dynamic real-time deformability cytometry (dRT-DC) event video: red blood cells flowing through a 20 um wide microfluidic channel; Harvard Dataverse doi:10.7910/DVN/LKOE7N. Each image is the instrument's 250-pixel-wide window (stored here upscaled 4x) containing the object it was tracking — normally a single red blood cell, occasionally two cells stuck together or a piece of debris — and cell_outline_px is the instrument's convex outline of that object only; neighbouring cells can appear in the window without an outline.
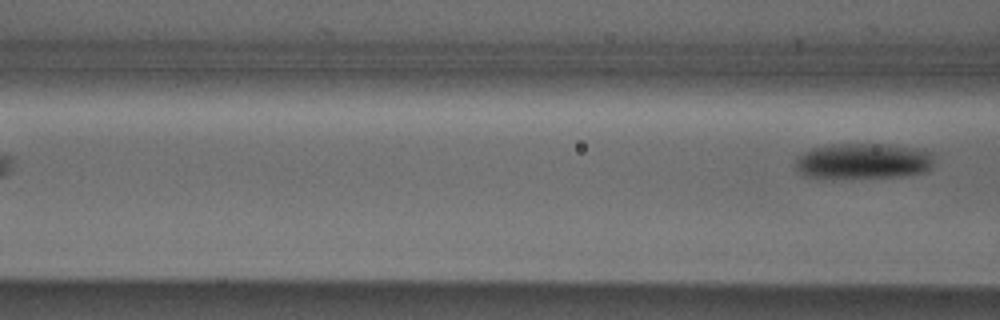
{"species": "Egyptian fruit bat (a non-hibernating species)", "species_latin": "Rousettus aegyptiacus", "temperature_condition": "cold", "stored_images_in_passage": 6, "camera_frame_rate_fps": 3000, "um_per_image_px": 0.085, "animal": {"sex": "male"}, "frame": {"image": 1, "passage_image": 6, "time_ms": 6.0, "image_size_px": [1000, 320], "cell_outline_px": [[932, 164], [924, 172], [904, 176], [808, 176], [800, 172], [796, 168], [796, 156], [812, 148], [832, 144], [884, 144], [912, 148], [932, 152]], "centroid_in_image_um": [73.37, 13.66], "position_along_channel_um": 93.2, "area_um2": 27.92}}